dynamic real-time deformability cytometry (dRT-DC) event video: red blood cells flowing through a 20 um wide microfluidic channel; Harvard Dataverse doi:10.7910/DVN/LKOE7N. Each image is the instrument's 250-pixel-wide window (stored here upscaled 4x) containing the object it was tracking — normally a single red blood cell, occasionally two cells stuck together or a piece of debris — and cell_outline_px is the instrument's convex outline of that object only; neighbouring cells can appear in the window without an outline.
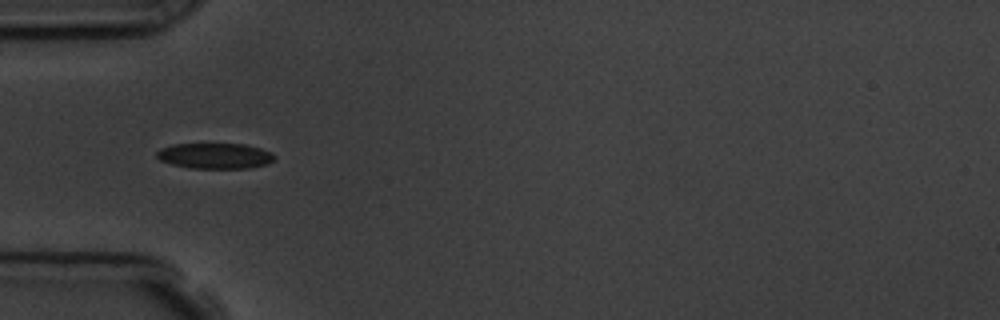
{"species": "common noctule bat (a hibernating species)", "species_latin": "Nyctalus noctula", "temperature_condition": "room temperature", "stored_images_in_passage": 6, "camera_frame_rate_fps": 3000, "um_per_image_px": 0.085, "animal": {"sex": "male", "body_mass_g": 19.5, "forearm_length_mm": 54.6}, "frame": {"image": 1, "passage_image": 1, "time_ms": 0.0, "image_size_px": [1000, 320], "cell_outline_px": [[276, 156], [268, 164], [248, 168], [192, 168], [172, 164], [160, 160], [156, 156], [156, 152], [160, 148], [172, 144], [248, 144], [272, 152]], "centroid_in_image_um": [18.28, 13.24], "position_along_channel_um": 66.7, "area_um2": 17.63}}
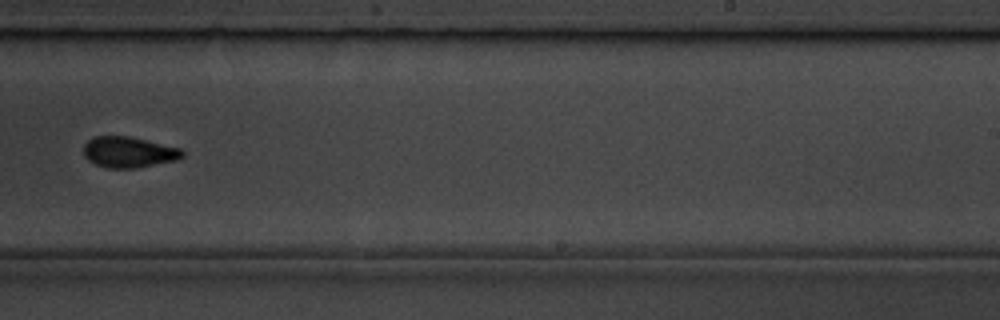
{"frame": {"image": 2, "passage_image": 6, "time_ms": 5.667, "image_size_px": [1000, 320], "cell_outline_px": [[184, 156], [176, 160], [136, 168], [108, 168], [96, 164], [88, 160], [84, 156], [84, 144], [92, 136], [128, 136], [180, 148], [184, 152]], "centroid_in_image_um": [10.92, 12.93], "position_along_channel_um": 278.1, "area_um2": 17.69}}